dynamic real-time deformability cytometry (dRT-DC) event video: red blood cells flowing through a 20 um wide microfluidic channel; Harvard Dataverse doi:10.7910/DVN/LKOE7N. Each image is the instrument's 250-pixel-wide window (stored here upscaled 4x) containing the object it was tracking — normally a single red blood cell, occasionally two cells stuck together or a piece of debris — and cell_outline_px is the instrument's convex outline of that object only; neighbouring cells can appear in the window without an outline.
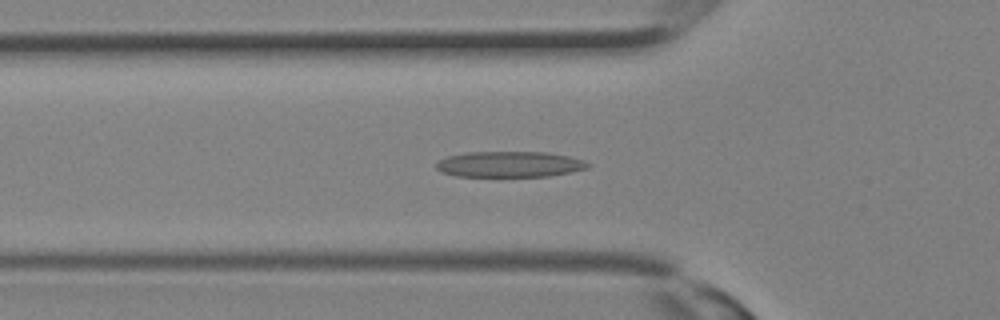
{"species": "Egyptian fruit bat (a non-hibernating species)", "species_latin": "Rousettus aegyptiacus", "temperature_condition": "room temperature", "stored_images_in_passage": 27, "camera_frame_rate_fps": 3000, "um_per_image_px": 0.085, "animal": {"sex": "female"}, "frame": {"image": 1, "passage_image": 6, "time_ms": 1.667, "image_size_px": [1000, 320], "cell_outline_px": [[588, 168], [548, 176], [456, 176], [440, 172], [436, 168], [436, 164], [440, 160], [448, 156], [468, 152], [544, 152], [568, 156], [584, 160], [588, 164]], "centroid_in_image_um": [43.27, 13.96], "position_along_channel_um": 82.5, "area_um2": 22.54}}
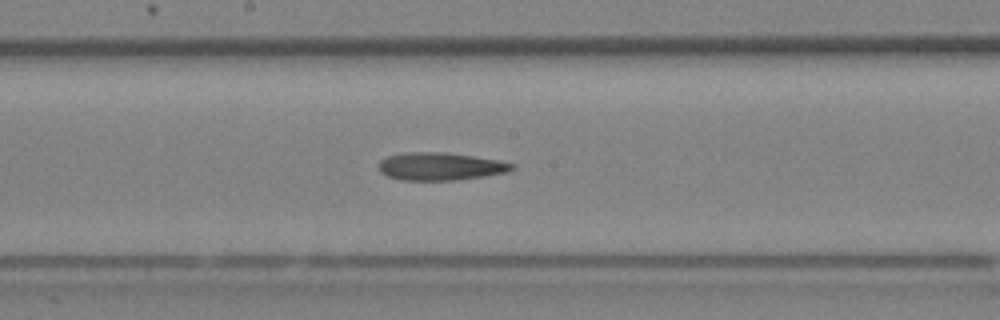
{"frame": {"image": 2, "passage_image": 12, "time_ms": 3.667, "image_size_px": [1000, 320], "cell_outline_px": [[516, 168], [508, 172], [484, 176], [456, 180], [400, 180], [388, 176], [380, 172], [376, 164], [380, 160], [388, 156], [404, 152], [444, 152], [500, 160], [516, 164]], "centroid_in_image_um": [37.42, 14.14], "position_along_channel_um": 210.8, "area_um2": 21.79}}
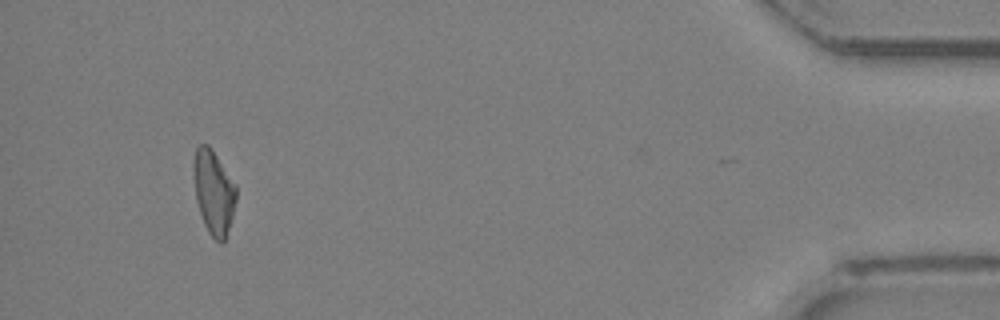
{"frame": {"image": 3, "passage_image": 25, "time_ms": 8.0, "image_size_px": [1000, 320], "cell_outline_px": [[236, 200], [232, 216], [224, 240], [220, 244], [208, 232], [204, 224], [196, 200], [192, 168], [192, 164], [196, 148], [200, 144], [208, 144], [236, 184]], "centroid_in_image_um": [18.14, 16.3], "position_along_channel_um": 417.1, "area_um2": 20.75}}